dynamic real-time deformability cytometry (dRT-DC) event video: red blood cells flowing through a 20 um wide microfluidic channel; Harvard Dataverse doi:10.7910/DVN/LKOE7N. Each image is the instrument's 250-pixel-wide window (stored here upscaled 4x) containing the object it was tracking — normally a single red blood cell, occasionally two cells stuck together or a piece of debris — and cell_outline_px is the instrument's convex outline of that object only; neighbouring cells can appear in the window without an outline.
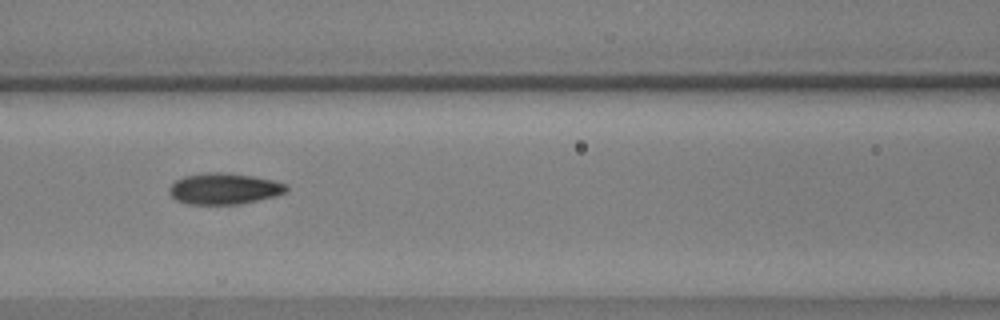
{"species": "common noctule bat (a hibernating species)", "species_latin": "Nyctalus noctula", "temperature_condition": "warm", "stored_images_in_passage": 56, "camera_frame_rate_fps": 3000, "um_per_image_px": 0.085, "animal": {"sex": "male", "body_mass_g": 17.9, "forearm_length_mm": 54.2}, "frame": {"image": 1, "passage_image": 25, "time_ms": 8.0, "image_size_px": [1000, 320], "cell_outline_px": [[288, 192], [276, 196], [240, 204], [188, 204], [176, 200], [168, 192], [168, 188], [176, 180], [184, 176], [208, 172], [224, 172], [252, 176], [272, 180], [288, 184]], "centroid_in_image_um": [19.07, 16.04], "position_along_channel_um": 147.5, "area_um2": 21.39}}
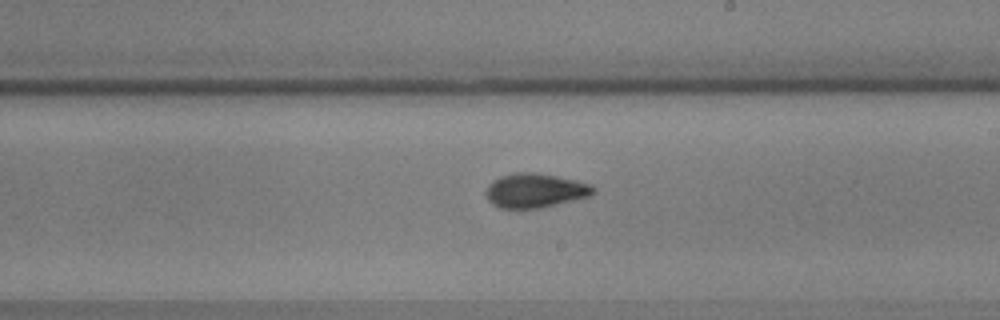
{"frame": {"image": 2, "passage_image": 33, "time_ms": 10.667, "image_size_px": [1000, 320], "cell_outline_px": [[596, 192], [592, 196], [540, 208], [500, 208], [492, 204], [488, 200], [484, 192], [488, 184], [492, 180], [500, 176], [516, 172], [532, 172], [556, 176], [576, 180], [592, 184], [596, 188]], "centroid_in_image_um": [45.49, 16.19], "position_along_channel_um": 243.5, "area_um2": 21.73}}
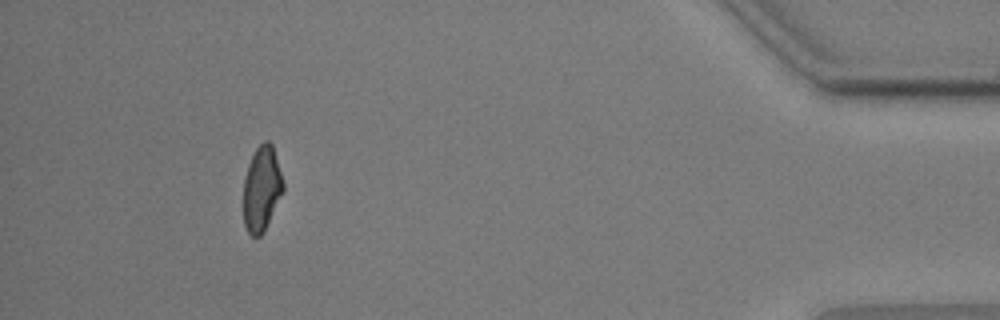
{"frame": {"image": 3, "passage_image": 52, "time_ms": 17.0, "image_size_px": [1000, 320], "cell_outline_px": [[284, 192], [264, 232], [260, 236], [252, 236], [248, 232], [244, 224], [244, 176], [248, 164], [256, 148], [264, 140], [268, 140], [272, 144], [284, 184]], "centroid_in_image_um": [22.25, 16.05], "position_along_channel_um": 412.9, "area_um2": 19.77}, "authors_computed_cell_mechanics": {"area_um2": 20.1144, "velocity_mm_per_s": 3.61, "shape_relaxation_time_tau1_ms": 5.3328, "shape_relaxation_time_tau2_ms": 1.993, "deformation_change_tau1": 0.1627, "deformation_change_tau2": 0.074}}